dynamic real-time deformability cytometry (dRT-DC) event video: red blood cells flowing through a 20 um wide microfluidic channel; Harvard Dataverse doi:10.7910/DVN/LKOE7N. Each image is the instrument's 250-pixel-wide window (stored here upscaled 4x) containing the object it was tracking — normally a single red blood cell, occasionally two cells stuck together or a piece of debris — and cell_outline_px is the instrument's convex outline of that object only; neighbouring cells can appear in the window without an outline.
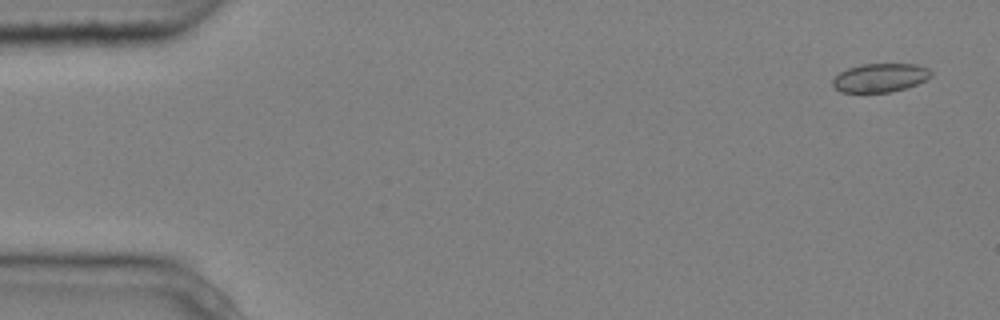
{"species": "common noctule bat (a hibernating species)", "species_latin": "Nyctalus noctula", "temperature_condition": "cold", "stored_images_in_passage": 3, "camera_frame_rate_fps": 3000, "um_per_image_px": 0.085, "animal": {"sex": "male", "body_mass_g": 20.4}, "frame": {"image": 1, "passage_image": 1, "time_ms": 0.0, "image_size_px": [1000, 320], "cell_outline_px": [[932, 76], [916, 84], [904, 88], [888, 92], [840, 92], [832, 84], [832, 80], [840, 72], [848, 68], [860, 64], [916, 64], [928, 68], [932, 72]], "centroid_in_image_um": [74.8, 6.6], "position_along_channel_um": 10.2, "area_um2": 16.3}}